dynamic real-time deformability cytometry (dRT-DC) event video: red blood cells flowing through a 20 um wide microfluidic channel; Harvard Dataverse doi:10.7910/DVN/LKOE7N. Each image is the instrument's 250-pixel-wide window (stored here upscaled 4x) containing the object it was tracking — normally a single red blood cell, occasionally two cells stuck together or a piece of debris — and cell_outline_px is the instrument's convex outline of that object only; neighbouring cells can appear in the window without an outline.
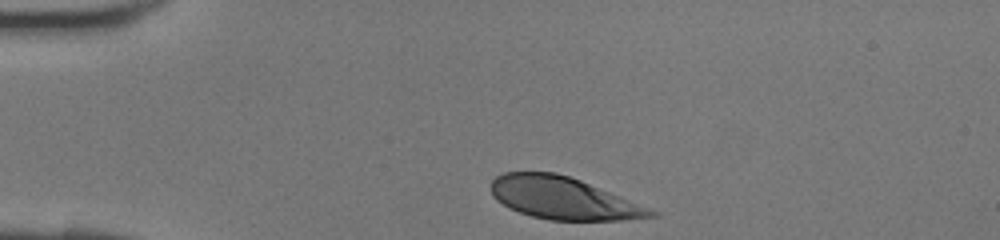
{"species": "human", "species_latin": "Homo sapiens", "temperature_condition": "room temperature", "stored_images_in_passage": 27, "camera_frame_rate_fps": 3000, "um_per_image_px": 0.085, "donor": {"sex": "female"}, "frame": {"image": 1, "passage_image": 1, "time_ms": 0.0, "image_size_px": [1000, 240], "cell_outline_px": [[660, 212], [656, 216], [620, 220], [548, 220], [532, 216], [508, 208], [496, 200], [492, 196], [492, 180], [496, 176], [504, 172], [556, 172], [580, 180], [652, 208]], "centroid_in_image_um": [47.88, 16.85], "position_along_channel_um": 37.1, "area_um2": 39.3}}
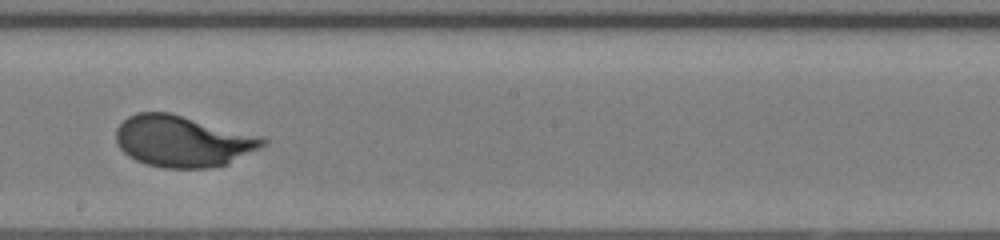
{"frame": {"image": 2, "passage_image": 16, "time_ms": 5.0, "image_size_px": [1000, 240], "cell_outline_px": [[268, 144], [228, 164], [208, 168], [164, 168], [148, 164], [136, 160], [128, 156], [116, 144], [116, 128], [128, 116], [136, 112], [168, 112], [264, 136], [268, 140]], "centroid_in_image_um": [15.56, 12.0], "position_along_channel_um": 232.6, "area_um2": 44.22}}
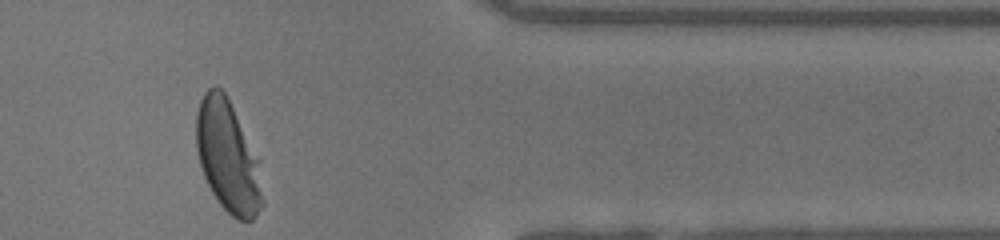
{"frame": {"image": 3, "passage_image": 27, "time_ms": 8.667, "image_size_px": [1000, 240], "cell_outline_px": [[264, 204], [256, 216], [252, 220], [236, 220], [220, 204], [212, 192], [204, 176], [200, 164], [196, 148], [196, 112], [200, 100], [204, 92], [208, 88], [216, 84], [228, 96], [260, 160], [264, 200]], "centroid_in_image_um": [19.39, 13.29], "position_along_channel_um": 392.0, "area_um2": 43.87}}